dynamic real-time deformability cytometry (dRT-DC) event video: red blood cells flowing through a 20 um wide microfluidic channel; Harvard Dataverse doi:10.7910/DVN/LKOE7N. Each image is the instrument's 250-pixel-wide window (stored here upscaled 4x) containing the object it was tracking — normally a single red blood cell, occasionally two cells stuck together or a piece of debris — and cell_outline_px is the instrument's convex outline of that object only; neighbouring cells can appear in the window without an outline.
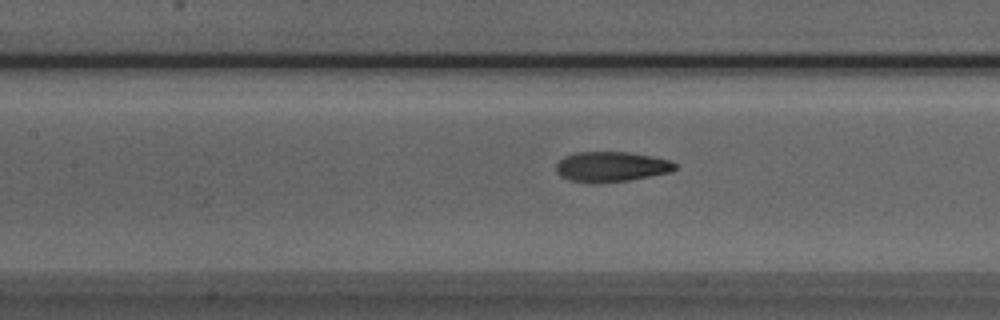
{"species": "Egyptian fruit bat (a non-hibernating species)", "species_latin": "Rousettus aegyptiacus", "temperature_condition": "room temperature", "stored_images_in_passage": 53, "camera_frame_rate_fps": 3000, "um_per_image_px": 0.085, "animal": {"sex": "male"}, "frame": {"image": 1, "passage_image": 23, "time_ms": 7.333, "image_size_px": [1000, 320], "cell_outline_px": [[676, 168], [672, 172], [628, 180], [568, 180], [560, 176], [556, 172], [556, 164], [564, 156], [576, 152], [628, 152], [668, 160], [676, 164]], "centroid_in_image_um": [51.95, 14.13], "position_along_channel_um": 155.4, "area_um2": 20.06}}
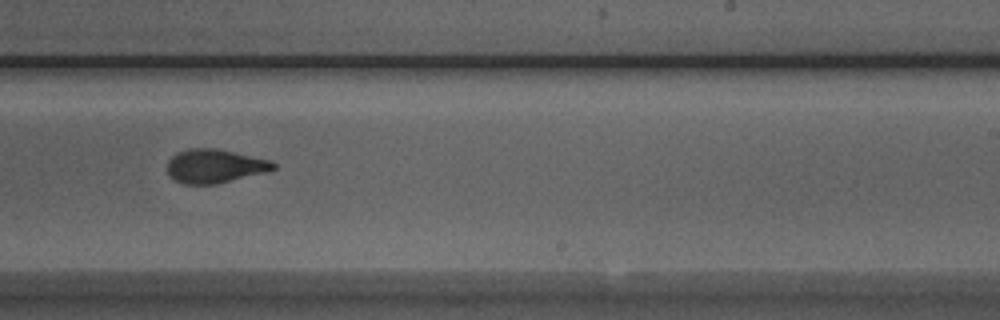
{"frame": {"image": 2, "passage_image": 32, "time_ms": 10.333, "image_size_px": [1000, 320], "cell_outline_px": [[276, 168], [272, 172], [216, 184], [184, 184], [172, 180], [168, 176], [168, 160], [176, 152], [188, 148], [212, 148], [272, 160], [276, 164]], "centroid_in_image_um": [18.28, 14.13], "position_along_channel_um": 270.7, "area_um2": 21.27}}
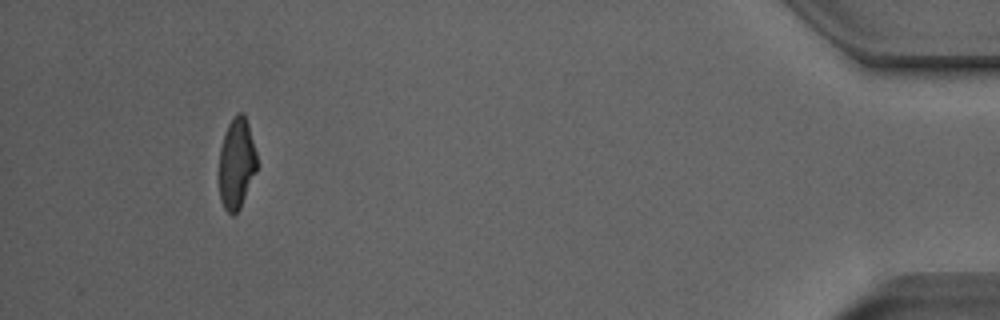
{"frame": {"image": 3, "passage_image": 49, "time_ms": 16.0, "image_size_px": [1000, 320], "cell_outline_px": [[256, 172], [240, 208], [232, 216], [224, 208], [220, 200], [220, 148], [228, 124], [236, 112], [244, 112], [248, 124], [256, 152]], "centroid_in_image_um": [20.11, 13.88], "position_along_channel_um": 415.1, "area_um2": 19.83}, "authors_computed_cell_mechanics": {"area_um2": 20.9814, "velocity_mm_per_s": 3.8581, "shape_relaxation_time_tau1_ms": 5.947, "shape_relaxation_time_tau2_ms": 1.2296, "deformation_change_tau1": 0.216, "deformation_change_tau2": 0.0782}}